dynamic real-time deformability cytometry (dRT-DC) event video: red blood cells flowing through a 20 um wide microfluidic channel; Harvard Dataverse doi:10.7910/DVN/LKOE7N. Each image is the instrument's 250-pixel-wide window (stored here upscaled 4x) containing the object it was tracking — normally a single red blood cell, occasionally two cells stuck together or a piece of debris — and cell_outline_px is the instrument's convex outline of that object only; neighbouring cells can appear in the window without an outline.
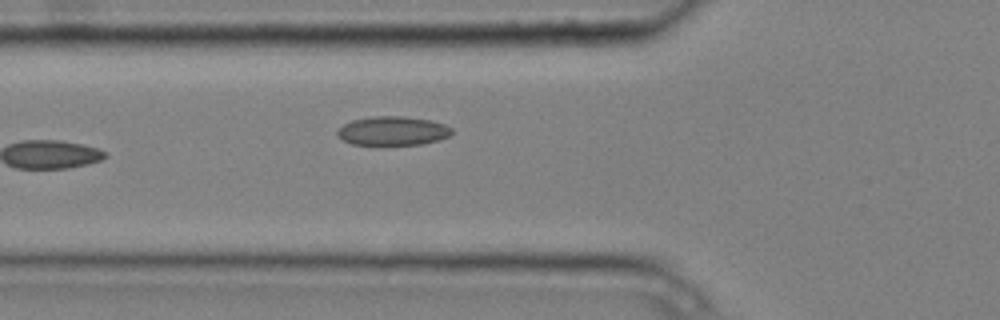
{"species": "common noctule bat (a hibernating species)", "species_latin": "Nyctalus noctula", "temperature_condition": "cold", "stored_images_in_passage": 6, "camera_frame_rate_fps": 3000, "um_per_image_px": 0.085, "animal": {"sex": "male", "body_mass_g": 20.4}, "frame": {"image": 1, "passage_image": 6, "time_ms": 1.667, "image_size_px": [1000, 320], "cell_outline_px": [[452, 136], [440, 140], [420, 144], [384, 148], [352, 144], [344, 140], [336, 132], [344, 124], [352, 120], [372, 116], [404, 116], [432, 120], [444, 124], [452, 128]], "centroid_in_image_um": [33.41, 11.17], "position_along_channel_um": 92.4, "area_um2": 20.23}}